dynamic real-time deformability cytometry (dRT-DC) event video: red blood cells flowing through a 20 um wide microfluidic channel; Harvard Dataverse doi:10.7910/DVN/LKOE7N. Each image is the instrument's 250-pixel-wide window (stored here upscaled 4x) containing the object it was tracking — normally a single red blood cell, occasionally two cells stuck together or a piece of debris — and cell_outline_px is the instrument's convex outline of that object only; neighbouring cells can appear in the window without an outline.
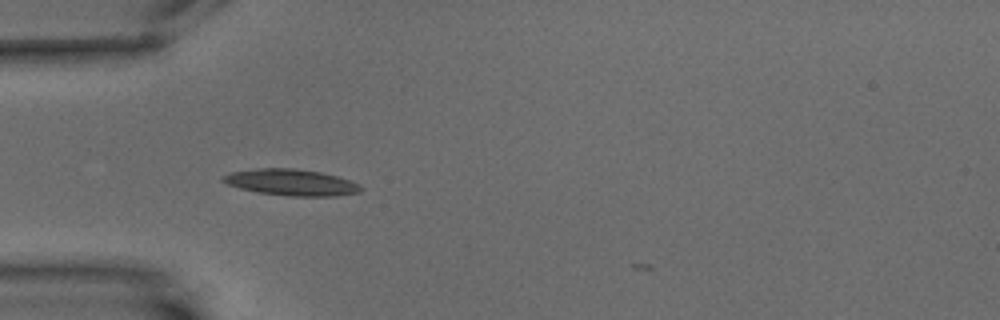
{"species": "common noctule bat (a hibernating species)", "species_latin": "Nyctalus noctula", "temperature_condition": "warm", "stored_images_in_passage": 2, "camera_frame_rate_fps": 3000, "um_per_image_px": 0.085, "animal": {"sex": "male", "body_mass_g": 15.6}, "frame": {"image": 1, "passage_image": 1, "time_ms": 0.0, "image_size_px": [1000, 320], "cell_outline_px": [[364, 188], [360, 192], [336, 196], [288, 196], [260, 192], [240, 188], [228, 184], [220, 180], [220, 176], [232, 172], [260, 168], [292, 168], [320, 172], [336, 176], [360, 184]], "centroid_in_image_um": [24.76, 15.5], "position_along_channel_um": 60.2, "area_um2": 21.04}}